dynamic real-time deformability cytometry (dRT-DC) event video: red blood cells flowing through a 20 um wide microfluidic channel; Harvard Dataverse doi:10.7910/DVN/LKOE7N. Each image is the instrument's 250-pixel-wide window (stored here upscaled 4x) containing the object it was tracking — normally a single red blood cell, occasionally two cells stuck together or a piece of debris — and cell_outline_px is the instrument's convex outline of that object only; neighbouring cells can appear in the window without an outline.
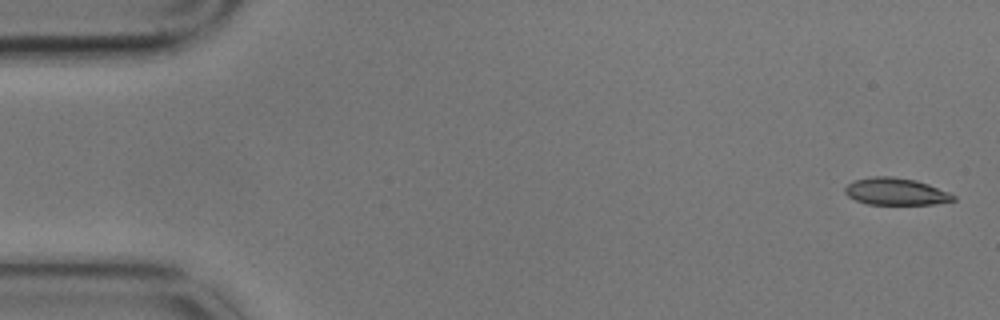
{"species": "common noctule bat (a hibernating species)", "species_latin": "Nyctalus noctula", "temperature_condition": "cold", "stored_images_in_passage": 5, "camera_frame_rate_fps": 3000, "um_per_image_px": 0.085, "animal": {"sex": "male", "body_mass_g": 17.9}, "frame": {"image": 1, "passage_image": 1, "time_ms": 0.0, "image_size_px": [1000, 320], "cell_outline_px": [[956, 200], [932, 204], [868, 204], [856, 200], [848, 196], [844, 192], [844, 188], [848, 184], [856, 180], [876, 176], [892, 176], [916, 180], [928, 184], [948, 192], [956, 196]], "centroid_in_image_um": [76.15, 16.28], "position_along_channel_um": 8.9, "area_um2": 16.94}}
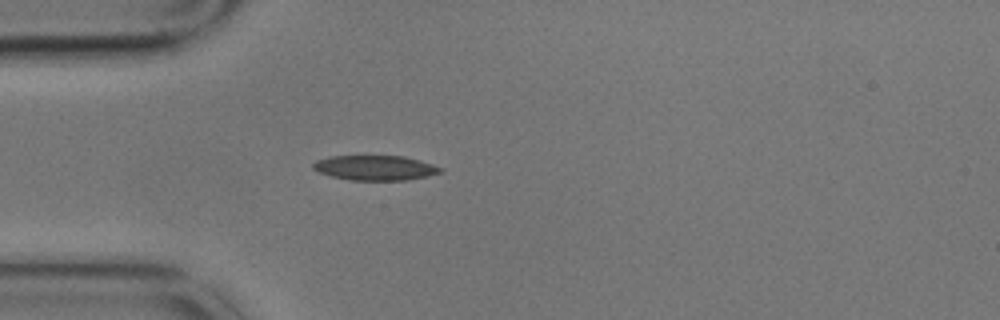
{"frame": {"image": 2, "passage_image": 5, "time_ms": 1.333, "image_size_px": [1000, 320], "cell_outline_px": [[444, 172], [428, 176], [408, 180], [352, 180], [332, 176], [320, 172], [312, 168], [312, 164], [316, 160], [328, 156], [404, 156], [420, 160], [444, 168]], "centroid_in_image_um": [31.93, 14.26], "position_along_channel_um": 53.1, "area_um2": 18.55}}